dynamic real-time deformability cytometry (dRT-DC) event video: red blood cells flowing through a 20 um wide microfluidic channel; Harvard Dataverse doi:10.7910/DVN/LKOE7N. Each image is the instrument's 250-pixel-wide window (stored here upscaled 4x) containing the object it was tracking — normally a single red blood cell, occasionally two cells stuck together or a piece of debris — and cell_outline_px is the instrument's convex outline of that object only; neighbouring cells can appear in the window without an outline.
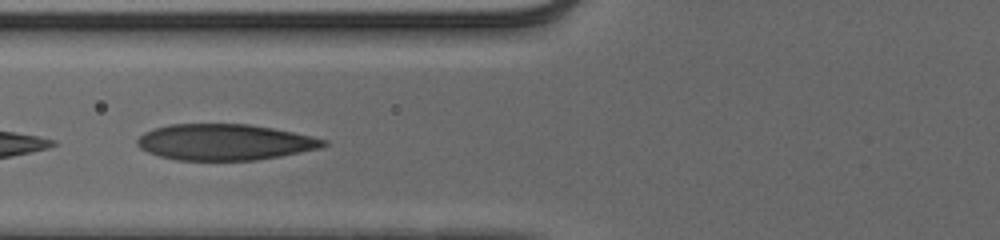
{"species": "human", "species_latin": "Homo sapiens", "temperature_condition": "cold", "stored_images_in_passage": 9, "camera_frame_rate_fps": 3000, "um_per_image_px": 0.085, "donor": {"sex": "male"}, "frame": {"image": 1, "passage_image": 6, "time_ms": 1.667, "image_size_px": [1000, 240], "cell_outline_px": [[328, 144], [320, 148], [280, 156], [256, 160], [176, 160], [160, 156], [148, 152], [140, 148], [136, 144], [136, 140], [144, 132], [156, 128], [172, 124], [248, 124], [272, 128], [312, 136], [328, 140]], "centroid_in_image_um": [19.1, 12.08], "position_along_channel_um": 106.7, "area_um2": 39.02}}